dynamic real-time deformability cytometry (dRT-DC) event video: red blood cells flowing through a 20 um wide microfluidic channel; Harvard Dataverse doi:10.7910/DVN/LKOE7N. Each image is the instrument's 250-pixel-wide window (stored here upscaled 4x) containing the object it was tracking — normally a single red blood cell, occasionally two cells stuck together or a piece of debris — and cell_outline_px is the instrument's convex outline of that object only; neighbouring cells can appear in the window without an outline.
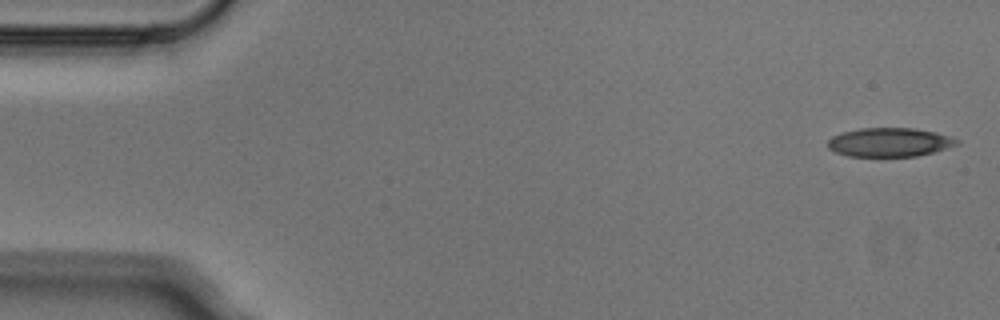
{"species": "Egyptian fruit bat (a non-hibernating species)", "species_latin": "Rousettus aegyptiacus", "temperature_condition": "cold", "stored_images_in_passage": 6, "camera_frame_rate_fps": 3000, "um_per_image_px": 0.085, "animal": {"sex": "male"}, "frame": {"image": 1, "passage_image": 1, "time_ms": 0.0, "image_size_px": [1000, 320], "cell_outline_px": [[960, 144], [932, 152], [916, 156], [848, 156], [836, 152], [828, 148], [828, 140], [832, 136], [844, 132], [860, 128], [916, 128], [936, 132], [960, 140]], "centroid_in_image_um": [75.62, 12.08], "position_along_channel_um": 9.4, "area_um2": 21.62}}
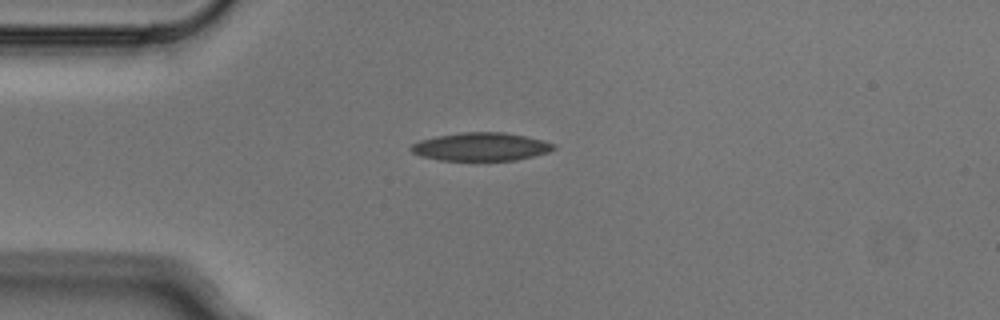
{"frame": {"image": 2, "passage_image": 4, "time_ms": 1.0, "image_size_px": [1000, 320], "cell_outline_px": [[556, 148], [548, 152], [516, 160], [440, 160], [420, 156], [412, 152], [408, 148], [412, 144], [420, 140], [436, 136], [460, 132], [504, 132], [544, 140], [556, 144]], "centroid_in_image_um": [40.87, 12.46], "position_along_channel_um": 44.1, "area_um2": 23.47}}
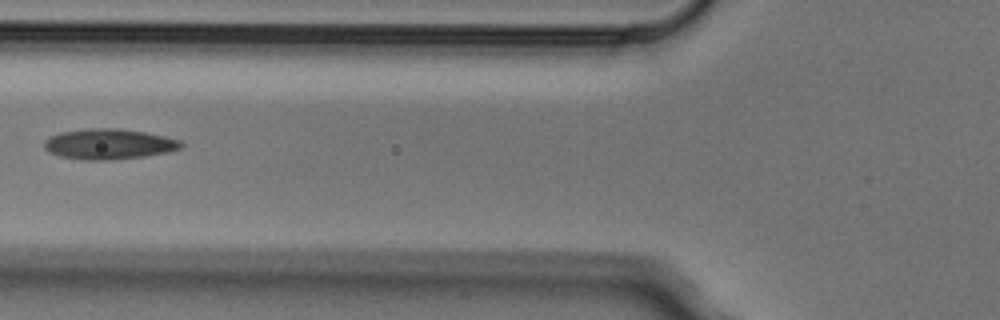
{"frame": {"image": 3, "passage_image": 6, "time_ms": 1.667, "image_size_px": [1000, 320], "cell_outline_px": [[184, 144], [180, 148], [168, 152], [144, 156], [108, 160], [84, 160], [60, 156], [48, 152], [44, 148], [44, 140], [60, 132], [92, 128], [120, 128], [144, 132], [164, 136], [180, 140]], "centroid_in_image_um": [9.24, 12.24], "position_along_channel_um": 116.6, "area_um2": 24.22}}